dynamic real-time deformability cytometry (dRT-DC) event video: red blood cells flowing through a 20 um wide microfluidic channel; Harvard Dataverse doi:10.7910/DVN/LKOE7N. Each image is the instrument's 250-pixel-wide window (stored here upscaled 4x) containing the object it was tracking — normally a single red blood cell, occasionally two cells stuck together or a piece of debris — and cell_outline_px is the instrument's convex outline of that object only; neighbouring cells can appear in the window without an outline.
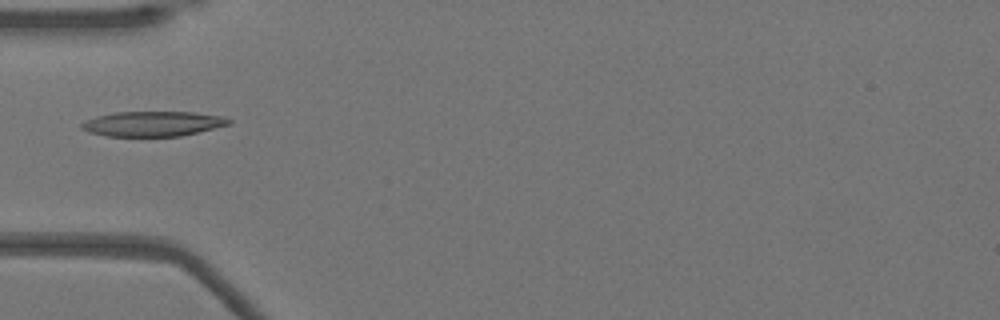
{"species": "Egyptian fruit bat (a non-hibernating species)", "species_latin": "Rousettus aegyptiacus", "temperature_condition": "warm", "stored_images_in_passage": 33, "camera_frame_rate_fps": 3000, "um_per_image_px": 0.085, "animal": {"sex": "female"}, "frame": {"image": 1, "passage_image": 1, "time_ms": 0.0, "image_size_px": [1000, 320], "cell_outline_px": [[232, 124], [180, 136], [104, 136], [88, 132], [80, 128], [80, 124], [96, 116], [116, 112], [196, 112], [224, 116], [232, 120]], "centroid_in_image_um": [13.02, 10.52], "position_along_channel_um": 72.0, "area_um2": 21.56}}
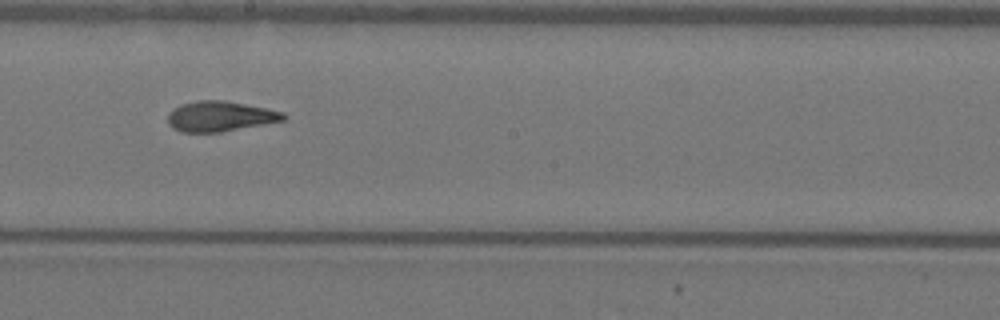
{"frame": {"image": 2, "passage_image": 13, "time_ms": 4.0, "image_size_px": [1000, 320], "cell_outline_px": [[288, 120], [220, 132], [180, 132], [172, 128], [168, 124], [168, 112], [180, 104], [196, 100], [224, 100], [284, 112], [288, 116]], "centroid_in_image_um": [18.71, 9.89], "position_along_channel_um": 229.5, "area_um2": 20.58}}
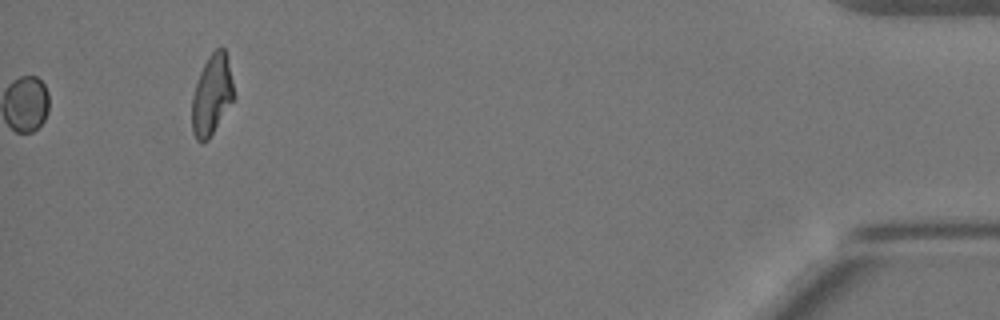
{"frame": {"image": 3, "passage_image": 33, "time_ms": 10.667, "image_size_px": [1000, 320], "cell_outline_px": [[236, 96], [208, 140], [196, 140], [192, 132], [192, 96], [200, 72], [208, 56], [216, 48], [224, 48]], "centroid_in_image_um": [18.0, 8.08], "position_along_channel_um": 417.2, "area_um2": 19.36}}